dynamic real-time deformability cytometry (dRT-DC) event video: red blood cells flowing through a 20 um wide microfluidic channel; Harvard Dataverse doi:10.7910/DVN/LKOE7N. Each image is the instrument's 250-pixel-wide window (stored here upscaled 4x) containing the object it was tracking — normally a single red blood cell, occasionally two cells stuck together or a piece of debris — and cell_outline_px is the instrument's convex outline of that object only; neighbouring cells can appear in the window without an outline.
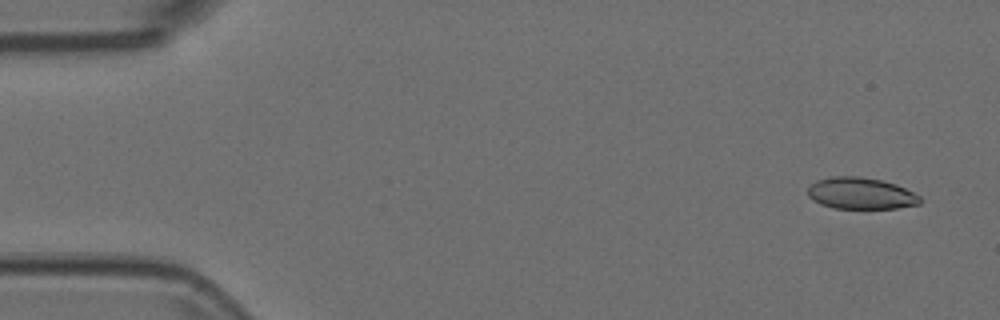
{"species": "Egyptian fruit bat (a non-hibernating species)", "species_latin": "Rousettus aegyptiacus", "temperature_condition": "room temperature", "stored_images_in_passage": 54, "camera_frame_rate_fps": 3000, "um_per_image_px": 0.085, "animal": {"sex": "female"}, "frame": {"image": 1, "passage_image": 3, "time_ms": 0.667, "image_size_px": [1000, 320], "cell_outline_px": [[920, 204], [896, 208], [836, 208], [820, 204], [812, 200], [808, 196], [808, 188], [816, 180], [832, 176], [860, 176], [880, 180], [896, 184], [920, 196]], "centroid_in_image_um": [73.14, 16.43], "position_along_channel_um": 11.9, "area_um2": 20.58}}
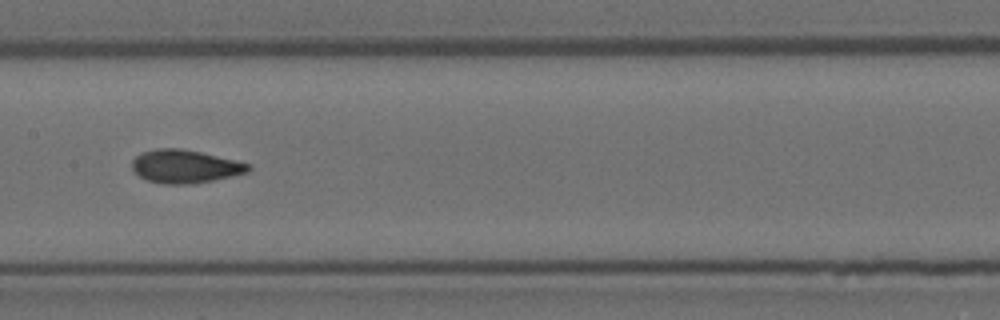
{"frame": {"image": 2, "passage_image": 27, "time_ms": 8.667, "image_size_px": [1000, 320], "cell_outline_px": [[252, 168], [248, 172], [212, 180], [192, 184], [160, 184], [148, 180], [140, 176], [132, 168], [132, 160], [140, 152], [156, 148], [180, 148], [200, 152], [248, 164]], "centroid_in_image_um": [15.67, 14.14], "position_along_channel_um": 191.7, "area_um2": 22.25}}
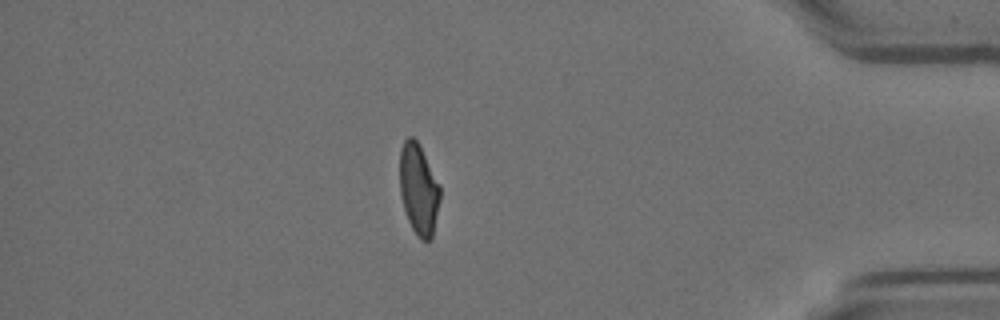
{"frame": {"image": 3, "passage_image": 47, "time_ms": 15.333, "image_size_px": [1000, 320], "cell_outline_px": [[440, 200], [432, 236], [428, 240], [420, 240], [412, 228], [408, 220], [404, 208], [400, 192], [400, 148], [404, 140], [408, 136], [412, 136], [420, 144], [440, 184]], "centroid_in_image_um": [35.59, 16.04], "position_along_channel_um": 399.6, "area_um2": 21.44}}